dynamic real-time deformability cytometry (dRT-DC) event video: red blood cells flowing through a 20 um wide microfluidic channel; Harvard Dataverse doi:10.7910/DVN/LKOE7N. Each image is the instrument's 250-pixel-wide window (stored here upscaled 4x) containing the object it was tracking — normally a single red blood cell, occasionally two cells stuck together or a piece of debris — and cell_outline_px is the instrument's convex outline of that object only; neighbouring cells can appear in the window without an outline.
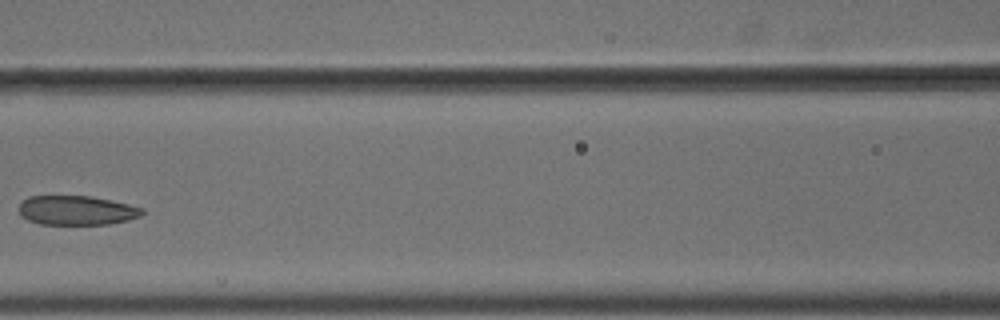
{"species": "common noctule bat (a hibernating species)", "species_latin": "Nyctalus noctula", "temperature_condition": "cold", "stored_images_in_passage": 6, "camera_frame_rate_fps": 3000, "um_per_image_px": 0.085, "animal": {"sex": "male", "body_mass_g": 18.8}, "frame": {"image": 1, "passage_image": 5, "time_ms": 1.333, "image_size_px": [1000, 320], "cell_outline_px": [[144, 212], [140, 216], [128, 220], [108, 224], [40, 224], [28, 220], [20, 216], [20, 204], [28, 196], [88, 196], [128, 204], [144, 208]], "centroid_in_image_um": [6.51, 17.88], "position_along_channel_um": 160.1, "area_um2": 20.92}}
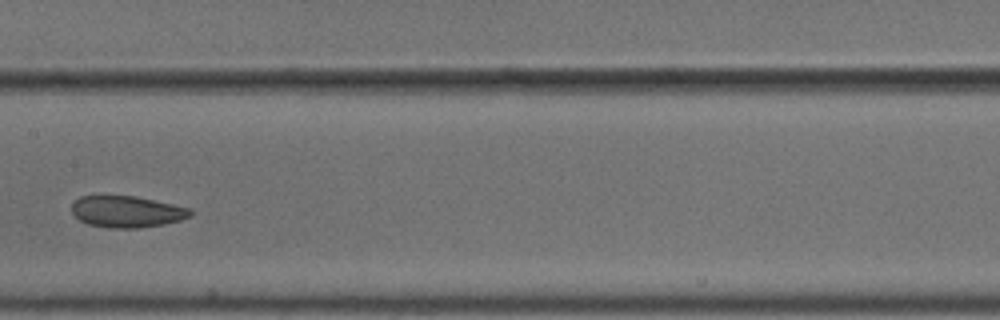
{"frame": {"image": 2, "passage_image": 6, "time_ms": 1.667, "image_size_px": [1000, 320], "cell_outline_px": [[192, 216], [180, 220], [164, 224], [136, 228], [108, 228], [88, 224], [80, 220], [72, 212], [72, 204], [80, 196], [136, 196], [192, 208]], "centroid_in_image_um": [10.81, 17.99], "position_along_channel_um": 196.6, "area_um2": 21.79}}